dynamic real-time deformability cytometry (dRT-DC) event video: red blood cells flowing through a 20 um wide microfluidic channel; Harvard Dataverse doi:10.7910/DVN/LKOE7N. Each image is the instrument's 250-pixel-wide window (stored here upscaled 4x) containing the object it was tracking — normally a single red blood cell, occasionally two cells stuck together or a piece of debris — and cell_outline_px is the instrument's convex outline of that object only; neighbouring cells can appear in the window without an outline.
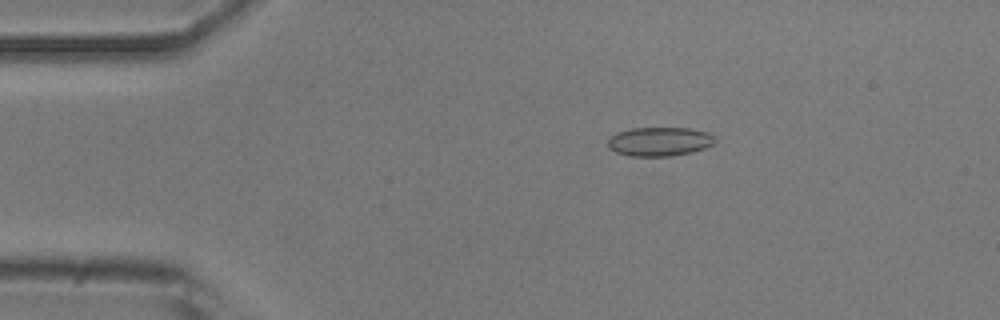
{"species": "common noctule bat (a hibernating species)", "species_latin": "Nyctalus noctula", "temperature_condition": "room temperature", "stored_images_in_passage": 5, "camera_frame_rate_fps": 3000, "um_per_image_px": 0.085, "animal": {"sex": "male", "body_mass_g": 20.5, "forearm_length_mm": 52.5}, "frame": {"image": 1, "passage_image": 3, "time_ms": 0.667, "image_size_px": [1000, 320], "cell_outline_px": [[716, 144], [692, 152], [672, 156], [628, 156], [616, 152], [608, 148], [608, 140], [616, 132], [632, 128], [692, 128], [708, 132], [716, 140]], "centroid_in_image_um": [56.07, 12.03], "position_along_channel_um": 28.9, "area_um2": 18.26}}
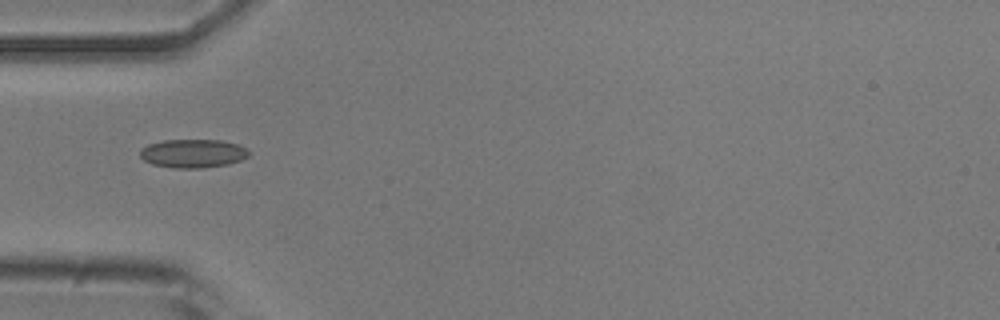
{"frame": {"image": 2, "passage_image": 5, "time_ms": 1.333, "image_size_px": [1000, 320], "cell_outline_px": [[248, 156], [240, 160], [228, 164], [200, 168], [172, 168], [152, 164], [144, 160], [140, 156], [140, 148], [148, 144], [164, 140], [220, 140], [236, 144], [248, 148]], "centroid_in_image_um": [16.37, 13.04], "position_along_channel_um": 68.6, "area_um2": 18.09}}